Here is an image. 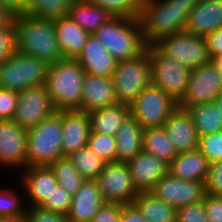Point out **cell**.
I'll list each match as a JSON object with an SVG mask.
<instances>
[{"mask_svg": "<svg viewBox=\"0 0 222 222\" xmlns=\"http://www.w3.org/2000/svg\"><path fill=\"white\" fill-rule=\"evenodd\" d=\"M200 0H141L139 22L147 46L185 30L189 13Z\"/></svg>", "mask_w": 222, "mask_h": 222, "instance_id": "6da1fadb", "label": "cell"}, {"mask_svg": "<svg viewBox=\"0 0 222 222\" xmlns=\"http://www.w3.org/2000/svg\"><path fill=\"white\" fill-rule=\"evenodd\" d=\"M13 28L14 51L34 56L48 64L63 59L54 21L35 18L23 13L14 16Z\"/></svg>", "mask_w": 222, "mask_h": 222, "instance_id": "7a4b0ae2", "label": "cell"}, {"mask_svg": "<svg viewBox=\"0 0 222 222\" xmlns=\"http://www.w3.org/2000/svg\"><path fill=\"white\" fill-rule=\"evenodd\" d=\"M85 74L76 59L63 58L49 64L45 86L56 111H80Z\"/></svg>", "mask_w": 222, "mask_h": 222, "instance_id": "3957f363", "label": "cell"}, {"mask_svg": "<svg viewBox=\"0 0 222 222\" xmlns=\"http://www.w3.org/2000/svg\"><path fill=\"white\" fill-rule=\"evenodd\" d=\"M93 35L116 61L134 58L147 48L138 18L115 16Z\"/></svg>", "mask_w": 222, "mask_h": 222, "instance_id": "277c9868", "label": "cell"}, {"mask_svg": "<svg viewBox=\"0 0 222 222\" xmlns=\"http://www.w3.org/2000/svg\"><path fill=\"white\" fill-rule=\"evenodd\" d=\"M26 167L49 166L63 157L61 114L55 111L35 127L27 129Z\"/></svg>", "mask_w": 222, "mask_h": 222, "instance_id": "5b68a950", "label": "cell"}, {"mask_svg": "<svg viewBox=\"0 0 222 222\" xmlns=\"http://www.w3.org/2000/svg\"><path fill=\"white\" fill-rule=\"evenodd\" d=\"M111 79L118 103L129 106L151 84L149 46L134 58L118 61Z\"/></svg>", "mask_w": 222, "mask_h": 222, "instance_id": "8992f818", "label": "cell"}, {"mask_svg": "<svg viewBox=\"0 0 222 222\" xmlns=\"http://www.w3.org/2000/svg\"><path fill=\"white\" fill-rule=\"evenodd\" d=\"M49 64L31 55L14 51L0 68V87L17 92L46 83Z\"/></svg>", "mask_w": 222, "mask_h": 222, "instance_id": "52a82bcc", "label": "cell"}, {"mask_svg": "<svg viewBox=\"0 0 222 222\" xmlns=\"http://www.w3.org/2000/svg\"><path fill=\"white\" fill-rule=\"evenodd\" d=\"M129 107L130 114L143 129H146L164 126L165 121L178 107V103L151 83L140 92Z\"/></svg>", "mask_w": 222, "mask_h": 222, "instance_id": "ba28073f", "label": "cell"}, {"mask_svg": "<svg viewBox=\"0 0 222 222\" xmlns=\"http://www.w3.org/2000/svg\"><path fill=\"white\" fill-rule=\"evenodd\" d=\"M151 83L161 88L177 103L186 93L191 70L164 55L155 45L149 46Z\"/></svg>", "mask_w": 222, "mask_h": 222, "instance_id": "9c48e42d", "label": "cell"}, {"mask_svg": "<svg viewBox=\"0 0 222 222\" xmlns=\"http://www.w3.org/2000/svg\"><path fill=\"white\" fill-rule=\"evenodd\" d=\"M164 55L173 58L189 70L211 61L204 37L178 32L161 38L154 44Z\"/></svg>", "mask_w": 222, "mask_h": 222, "instance_id": "30bf717a", "label": "cell"}, {"mask_svg": "<svg viewBox=\"0 0 222 222\" xmlns=\"http://www.w3.org/2000/svg\"><path fill=\"white\" fill-rule=\"evenodd\" d=\"M95 181L106 203L133 204L138 195L127 163H106Z\"/></svg>", "mask_w": 222, "mask_h": 222, "instance_id": "8fae6325", "label": "cell"}, {"mask_svg": "<svg viewBox=\"0 0 222 222\" xmlns=\"http://www.w3.org/2000/svg\"><path fill=\"white\" fill-rule=\"evenodd\" d=\"M221 92L222 74L213 61H210L191 70L186 93L178 102V107L185 109L214 102Z\"/></svg>", "mask_w": 222, "mask_h": 222, "instance_id": "7c38bea8", "label": "cell"}, {"mask_svg": "<svg viewBox=\"0 0 222 222\" xmlns=\"http://www.w3.org/2000/svg\"><path fill=\"white\" fill-rule=\"evenodd\" d=\"M55 111L45 84L31 86L18 92L17 107L12 120L21 128L29 129Z\"/></svg>", "mask_w": 222, "mask_h": 222, "instance_id": "4fadbf2b", "label": "cell"}, {"mask_svg": "<svg viewBox=\"0 0 222 222\" xmlns=\"http://www.w3.org/2000/svg\"><path fill=\"white\" fill-rule=\"evenodd\" d=\"M150 192L176 209L201 202L206 194L205 182L175 178L169 172L155 184Z\"/></svg>", "mask_w": 222, "mask_h": 222, "instance_id": "5bb4252c", "label": "cell"}, {"mask_svg": "<svg viewBox=\"0 0 222 222\" xmlns=\"http://www.w3.org/2000/svg\"><path fill=\"white\" fill-rule=\"evenodd\" d=\"M26 134L15 121L0 120V166L21 171L26 167Z\"/></svg>", "mask_w": 222, "mask_h": 222, "instance_id": "9a60e30c", "label": "cell"}, {"mask_svg": "<svg viewBox=\"0 0 222 222\" xmlns=\"http://www.w3.org/2000/svg\"><path fill=\"white\" fill-rule=\"evenodd\" d=\"M20 175L21 192L28 199L26 206H41L50 197L58 182L49 166L25 167Z\"/></svg>", "mask_w": 222, "mask_h": 222, "instance_id": "2e32d148", "label": "cell"}, {"mask_svg": "<svg viewBox=\"0 0 222 222\" xmlns=\"http://www.w3.org/2000/svg\"><path fill=\"white\" fill-rule=\"evenodd\" d=\"M62 127V153H71L87 146L91 132L89 113L79 110H59Z\"/></svg>", "mask_w": 222, "mask_h": 222, "instance_id": "e0dca14e", "label": "cell"}, {"mask_svg": "<svg viewBox=\"0 0 222 222\" xmlns=\"http://www.w3.org/2000/svg\"><path fill=\"white\" fill-rule=\"evenodd\" d=\"M137 192H150L168 173L169 165L156 156L141 151L127 162Z\"/></svg>", "mask_w": 222, "mask_h": 222, "instance_id": "ac0fdd59", "label": "cell"}, {"mask_svg": "<svg viewBox=\"0 0 222 222\" xmlns=\"http://www.w3.org/2000/svg\"><path fill=\"white\" fill-rule=\"evenodd\" d=\"M163 127L177 154L198 148L199 135L185 109L177 107Z\"/></svg>", "mask_w": 222, "mask_h": 222, "instance_id": "d6986e66", "label": "cell"}, {"mask_svg": "<svg viewBox=\"0 0 222 222\" xmlns=\"http://www.w3.org/2000/svg\"><path fill=\"white\" fill-rule=\"evenodd\" d=\"M222 28V0H200L189 13L186 32L200 37Z\"/></svg>", "mask_w": 222, "mask_h": 222, "instance_id": "ffe728a7", "label": "cell"}, {"mask_svg": "<svg viewBox=\"0 0 222 222\" xmlns=\"http://www.w3.org/2000/svg\"><path fill=\"white\" fill-rule=\"evenodd\" d=\"M82 87L80 111L89 113L118 103L111 78L86 73Z\"/></svg>", "mask_w": 222, "mask_h": 222, "instance_id": "44dd1931", "label": "cell"}, {"mask_svg": "<svg viewBox=\"0 0 222 222\" xmlns=\"http://www.w3.org/2000/svg\"><path fill=\"white\" fill-rule=\"evenodd\" d=\"M86 73L111 78L116 61L103 44L90 34L80 54L75 58Z\"/></svg>", "mask_w": 222, "mask_h": 222, "instance_id": "7402d4cb", "label": "cell"}, {"mask_svg": "<svg viewBox=\"0 0 222 222\" xmlns=\"http://www.w3.org/2000/svg\"><path fill=\"white\" fill-rule=\"evenodd\" d=\"M104 204L95 180H85L80 189L72 196L67 214L69 222H90Z\"/></svg>", "mask_w": 222, "mask_h": 222, "instance_id": "603a6c76", "label": "cell"}, {"mask_svg": "<svg viewBox=\"0 0 222 222\" xmlns=\"http://www.w3.org/2000/svg\"><path fill=\"white\" fill-rule=\"evenodd\" d=\"M209 165L207 158L195 149L178 153L169 164L168 172L175 178L206 182Z\"/></svg>", "mask_w": 222, "mask_h": 222, "instance_id": "cb8c5ba5", "label": "cell"}, {"mask_svg": "<svg viewBox=\"0 0 222 222\" xmlns=\"http://www.w3.org/2000/svg\"><path fill=\"white\" fill-rule=\"evenodd\" d=\"M54 28L63 58L75 59L82 51L90 34L69 16L55 20Z\"/></svg>", "mask_w": 222, "mask_h": 222, "instance_id": "d4e9b609", "label": "cell"}, {"mask_svg": "<svg viewBox=\"0 0 222 222\" xmlns=\"http://www.w3.org/2000/svg\"><path fill=\"white\" fill-rule=\"evenodd\" d=\"M143 131L131 114L125 118L116 135L117 162L127 163L142 151Z\"/></svg>", "mask_w": 222, "mask_h": 222, "instance_id": "484cf974", "label": "cell"}, {"mask_svg": "<svg viewBox=\"0 0 222 222\" xmlns=\"http://www.w3.org/2000/svg\"><path fill=\"white\" fill-rule=\"evenodd\" d=\"M68 16L89 34L115 17L109 10L88 0H73Z\"/></svg>", "mask_w": 222, "mask_h": 222, "instance_id": "4316f807", "label": "cell"}, {"mask_svg": "<svg viewBox=\"0 0 222 222\" xmlns=\"http://www.w3.org/2000/svg\"><path fill=\"white\" fill-rule=\"evenodd\" d=\"M129 114L130 107L122 103L94 109L89 112L91 132L116 137L119 127Z\"/></svg>", "mask_w": 222, "mask_h": 222, "instance_id": "83f0119b", "label": "cell"}, {"mask_svg": "<svg viewBox=\"0 0 222 222\" xmlns=\"http://www.w3.org/2000/svg\"><path fill=\"white\" fill-rule=\"evenodd\" d=\"M133 204L147 222H176L177 209L151 192H139Z\"/></svg>", "mask_w": 222, "mask_h": 222, "instance_id": "f1b7e54d", "label": "cell"}, {"mask_svg": "<svg viewBox=\"0 0 222 222\" xmlns=\"http://www.w3.org/2000/svg\"><path fill=\"white\" fill-rule=\"evenodd\" d=\"M199 136L222 131V117L215 102L187 107Z\"/></svg>", "mask_w": 222, "mask_h": 222, "instance_id": "f546056e", "label": "cell"}, {"mask_svg": "<svg viewBox=\"0 0 222 222\" xmlns=\"http://www.w3.org/2000/svg\"><path fill=\"white\" fill-rule=\"evenodd\" d=\"M142 150L163 160L168 165L177 156L163 126L144 129Z\"/></svg>", "mask_w": 222, "mask_h": 222, "instance_id": "4dcf8cb0", "label": "cell"}, {"mask_svg": "<svg viewBox=\"0 0 222 222\" xmlns=\"http://www.w3.org/2000/svg\"><path fill=\"white\" fill-rule=\"evenodd\" d=\"M73 0H25L23 13L55 21L69 14Z\"/></svg>", "mask_w": 222, "mask_h": 222, "instance_id": "1f68e13d", "label": "cell"}, {"mask_svg": "<svg viewBox=\"0 0 222 222\" xmlns=\"http://www.w3.org/2000/svg\"><path fill=\"white\" fill-rule=\"evenodd\" d=\"M49 167L53 171L58 185L63 187L71 196L80 189L85 181L67 156L53 161Z\"/></svg>", "mask_w": 222, "mask_h": 222, "instance_id": "d6a6232c", "label": "cell"}, {"mask_svg": "<svg viewBox=\"0 0 222 222\" xmlns=\"http://www.w3.org/2000/svg\"><path fill=\"white\" fill-rule=\"evenodd\" d=\"M85 180H96L106 164L88 146L67 156Z\"/></svg>", "mask_w": 222, "mask_h": 222, "instance_id": "836d02e7", "label": "cell"}, {"mask_svg": "<svg viewBox=\"0 0 222 222\" xmlns=\"http://www.w3.org/2000/svg\"><path fill=\"white\" fill-rule=\"evenodd\" d=\"M87 146L106 163L117 162L116 137L90 132Z\"/></svg>", "mask_w": 222, "mask_h": 222, "instance_id": "e575fe53", "label": "cell"}, {"mask_svg": "<svg viewBox=\"0 0 222 222\" xmlns=\"http://www.w3.org/2000/svg\"><path fill=\"white\" fill-rule=\"evenodd\" d=\"M18 188H0V217H11L25 215V195H22ZM21 194V195H20Z\"/></svg>", "mask_w": 222, "mask_h": 222, "instance_id": "d590c367", "label": "cell"}, {"mask_svg": "<svg viewBox=\"0 0 222 222\" xmlns=\"http://www.w3.org/2000/svg\"><path fill=\"white\" fill-rule=\"evenodd\" d=\"M106 10L114 16L138 18L141 9V0H88Z\"/></svg>", "mask_w": 222, "mask_h": 222, "instance_id": "8d00e7d4", "label": "cell"}, {"mask_svg": "<svg viewBox=\"0 0 222 222\" xmlns=\"http://www.w3.org/2000/svg\"><path fill=\"white\" fill-rule=\"evenodd\" d=\"M197 149L209 163L222 161V131L199 136Z\"/></svg>", "mask_w": 222, "mask_h": 222, "instance_id": "74e56055", "label": "cell"}, {"mask_svg": "<svg viewBox=\"0 0 222 222\" xmlns=\"http://www.w3.org/2000/svg\"><path fill=\"white\" fill-rule=\"evenodd\" d=\"M72 203V196L60 185L54 187L50 197L40 206L45 210L67 215Z\"/></svg>", "mask_w": 222, "mask_h": 222, "instance_id": "f35d334b", "label": "cell"}, {"mask_svg": "<svg viewBox=\"0 0 222 222\" xmlns=\"http://www.w3.org/2000/svg\"><path fill=\"white\" fill-rule=\"evenodd\" d=\"M176 222H208L204 199L178 208Z\"/></svg>", "mask_w": 222, "mask_h": 222, "instance_id": "ab89813d", "label": "cell"}, {"mask_svg": "<svg viewBox=\"0 0 222 222\" xmlns=\"http://www.w3.org/2000/svg\"><path fill=\"white\" fill-rule=\"evenodd\" d=\"M26 222H69L67 215L45 210L40 206H27Z\"/></svg>", "mask_w": 222, "mask_h": 222, "instance_id": "60d3db41", "label": "cell"}, {"mask_svg": "<svg viewBox=\"0 0 222 222\" xmlns=\"http://www.w3.org/2000/svg\"><path fill=\"white\" fill-rule=\"evenodd\" d=\"M205 192L211 195L222 196V161L210 163L205 182Z\"/></svg>", "mask_w": 222, "mask_h": 222, "instance_id": "b9f144b4", "label": "cell"}, {"mask_svg": "<svg viewBox=\"0 0 222 222\" xmlns=\"http://www.w3.org/2000/svg\"><path fill=\"white\" fill-rule=\"evenodd\" d=\"M18 92L0 87V120H11L17 107Z\"/></svg>", "mask_w": 222, "mask_h": 222, "instance_id": "7bdbcfd3", "label": "cell"}, {"mask_svg": "<svg viewBox=\"0 0 222 222\" xmlns=\"http://www.w3.org/2000/svg\"><path fill=\"white\" fill-rule=\"evenodd\" d=\"M120 216L121 204L104 202L90 222H120Z\"/></svg>", "mask_w": 222, "mask_h": 222, "instance_id": "ee69618b", "label": "cell"}, {"mask_svg": "<svg viewBox=\"0 0 222 222\" xmlns=\"http://www.w3.org/2000/svg\"><path fill=\"white\" fill-rule=\"evenodd\" d=\"M204 205L208 222H222V196L206 193Z\"/></svg>", "mask_w": 222, "mask_h": 222, "instance_id": "f6af8a7d", "label": "cell"}, {"mask_svg": "<svg viewBox=\"0 0 222 222\" xmlns=\"http://www.w3.org/2000/svg\"><path fill=\"white\" fill-rule=\"evenodd\" d=\"M14 52V28L0 27V63Z\"/></svg>", "mask_w": 222, "mask_h": 222, "instance_id": "bcb514c9", "label": "cell"}, {"mask_svg": "<svg viewBox=\"0 0 222 222\" xmlns=\"http://www.w3.org/2000/svg\"><path fill=\"white\" fill-rule=\"evenodd\" d=\"M206 44L211 61L222 54V28L209 33L206 37Z\"/></svg>", "mask_w": 222, "mask_h": 222, "instance_id": "7dc6e473", "label": "cell"}, {"mask_svg": "<svg viewBox=\"0 0 222 222\" xmlns=\"http://www.w3.org/2000/svg\"><path fill=\"white\" fill-rule=\"evenodd\" d=\"M120 222H147L134 204L121 205Z\"/></svg>", "mask_w": 222, "mask_h": 222, "instance_id": "c3c4849f", "label": "cell"}, {"mask_svg": "<svg viewBox=\"0 0 222 222\" xmlns=\"http://www.w3.org/2000/svg\"><path fill=\"white\" fill-rule=\"evenodd\" d=\"M0 5L6 7L14 15L23 14L25 0H0Z\"/></svg>", "mask_w": 222, "mask_h": 222, "instance_id": "681fc988", "label": "cell"}, {"mask_svg": "<svg viewBox=\"0 0 222 222\" xmlns=\"http://www.w3.org/2000/svg\"><path fill=\"white\" fill-rule=\"evenodd\" d=\"M14 14L0 5V27H13Z\"/></svg>", "mask_w": 222, "mask_h": 222, "instance_id": "f907efd6", "label": "cell"}, {"mask_svg": "<svg viewBox=\"0 0 222 222\" xmlns=\"http://www.w3.org/2000/svg\"><path fill=\"white\" fill-rule=\"evenodd\" d=\"M0 222H26V216L18 215L11 217H0Z\"/></svg>", "mask_w": 222, "mask_h": 222, "instance_id": "816d5d0a", "label": "cell"}, {"mask_svg": "<svg viewBox=\"0 0 222 222\" xmlns=\"http://www.w3.org/2000/svg\"><path fill=\"white\" fill-rule=\"evenodd\" d=\"M212 61L222 74V54L219 56H216Z\"/></svg>", "mask_w": 222, "mask_h": 222, "instance_id": "f5cc1de1", "label": "cell"}, {"mask_svg": "<svg viewBox=\"0 0 222 222\" xmlns=\"http://www.w3.org/2000/svg\"><path fill=\"white\" fill-rule=\"evenodd\" d=\"M220 111V115L222 117V92L217 96L216 100L214 101Z\"/></svg>", "mask_w": 222, "mask_h": 222, "instance_id": "db71d44e", "label": "cell"}]
</instances>
